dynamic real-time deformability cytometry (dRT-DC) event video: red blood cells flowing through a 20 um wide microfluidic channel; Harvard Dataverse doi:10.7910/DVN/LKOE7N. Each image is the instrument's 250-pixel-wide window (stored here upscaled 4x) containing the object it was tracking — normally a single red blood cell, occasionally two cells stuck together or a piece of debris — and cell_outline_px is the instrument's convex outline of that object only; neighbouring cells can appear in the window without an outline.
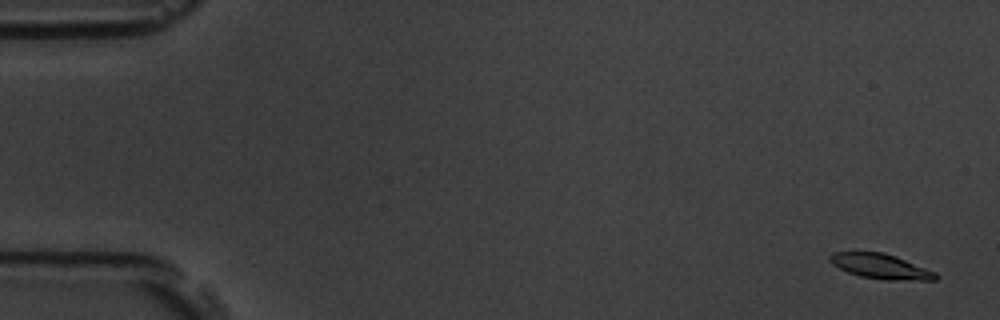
{"species": "common noctule bat (a hibernating species)", "species_latin": "Nyctalus noctula", "temperature_condition": "room temperature", "stored_images_in_passage": 56, "camera_frame_rate_fps": 3000, "um_per_image_px": 0.085, "animal": {"sex": "male", "body_mass_g": 19.5, "forearm_length_mm": 54.6}, "frame": {"image": 1, "passage_image": 3, "time_ms": 0.667, "image_size_px": [1000, 320], "cell_outline_px": [[940, 276], [936, 280], [884, 280], [860, 276], [848, 272], [832, 264], [828, 260], [828, 256], [832, 252], [884, 252], [896, 256], [936, 272]], "centroid_in_image_um": [74.86, 22.64], "position_along_channel_um": 10.1, "area_um2": 15.49}}
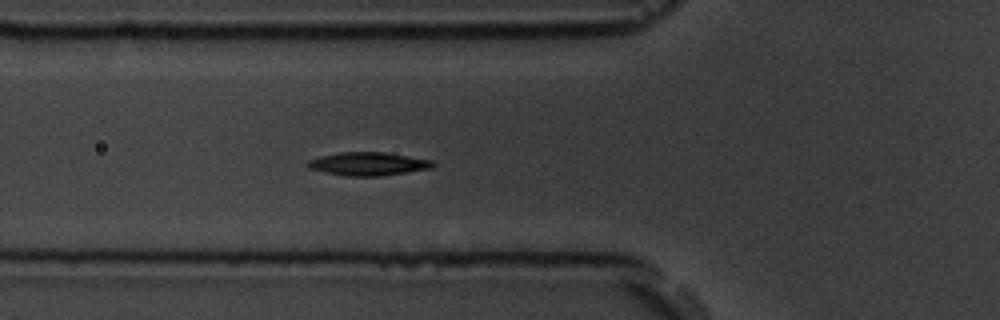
{"frame": {"image": 2, "passage_image": 21, "time_ms": 6.667, "image_size_px": [1000, 320], "cell_outline_px": [[436, 164], [432, 168], [408, 172], [380, 176], [344, 176], [324, 172], [308, 168], [304, 164], [308, 160], [320, 156], [340, 152], [384, 152], [432, 160]], "centroid_in_image_um": [31.26, 13.93], "position_along_channel_um": 94.5, "area_um2": 17.11}}
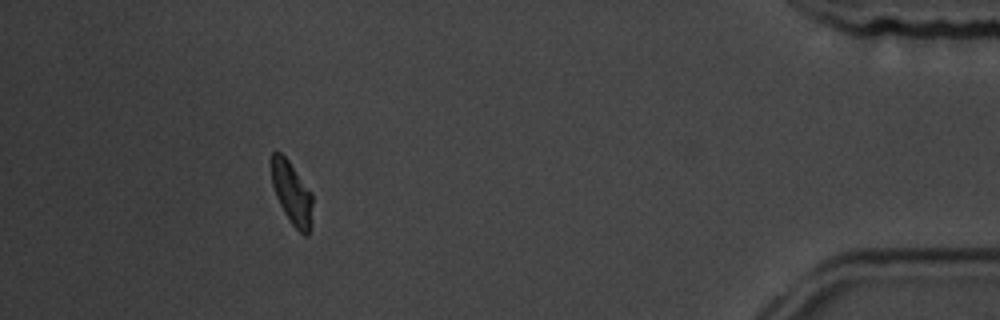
{"frame": {"image": 3, "passage_image": 51, "time_ms": 16.667, "image_size_px": [1000, 320], "cell_outline_px": [[312, 224], [308, 236], [304, 236], [292, 224], [284, 212], [276, 196], [272, 184], [272, 152], [280, 152], [288, 160], [312, 192]], "centroid_in_image_um": [24.84, 16.45], "position_along_channel_um": 410.4, "area_um2": 14.97}, "authors_computed_cell_mechanics": {"area_um2": 15.9817, "velocity_mm_per_s": 3.738, "shape_relaxation_time_tau1_ms": 3.0951, "shape_relaxation_time_tau2_ms": null, "deformation_change_tau1": 0.1231, "deformation_change_tau2": null}}